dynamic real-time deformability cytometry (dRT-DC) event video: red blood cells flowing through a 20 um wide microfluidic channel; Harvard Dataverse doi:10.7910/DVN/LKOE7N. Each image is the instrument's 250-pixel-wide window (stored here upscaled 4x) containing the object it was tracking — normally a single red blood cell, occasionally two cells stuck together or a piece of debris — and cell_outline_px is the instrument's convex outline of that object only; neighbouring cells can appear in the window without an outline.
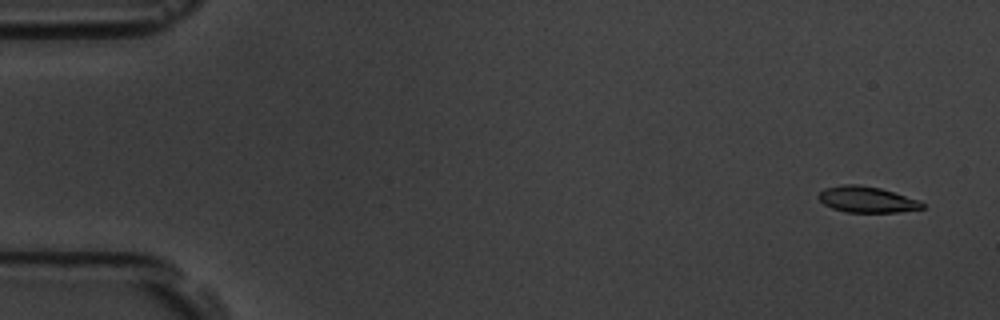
{"species": "common noctule bat (a hibernating species)", "species_latin": "Nyctalus noctula", "temperature_condition": "room temperature", "stored_images_in_passage": 5, "camera_frame_rate_fps": 3000, "um_per_image_px": 0.085, "animal": {"sex": "male", "body_mass_g": 19.5, "forearm_length_mm": 54.6}, "frame": {"image": 1, "passage_image": 1, "time_ms": 0.0, "image_size_px": [1000, 320], "cell_outline_px": [[924, 208], [900, 212], [844, 212], [832, 208], [824, 204], [816, 196], [824, 188], [844, 184], [856, 184], [880, 188], [920, 200], [924, 204]], "centroid_in_image_um": [73.67, 16.96], "position_along_channel_um": 11.3, "area_um2": 15.78}}
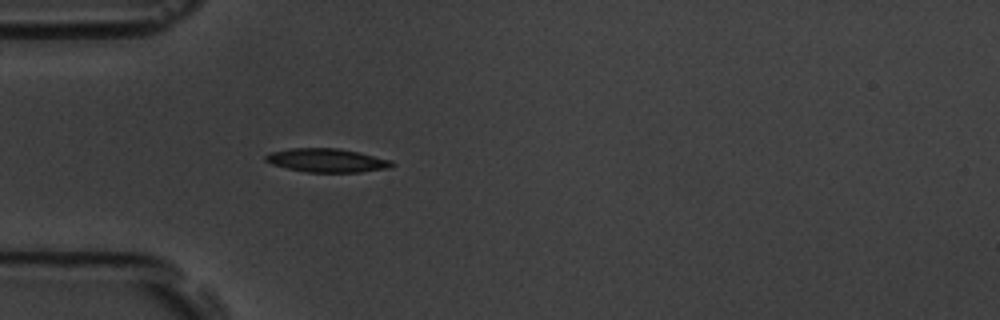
{"frame": {"image": 2, "passage_image": 5, "time_ms": 4.667, "image_size_px": [1000, 320], "cell_outline_px": [[396, 164], [392, 168], [360, 172], [308, 172], [288, 168], [272, 164], [264, 160], [264, 156], [272, 152], [288, 148], [336, 148], [360, 152], [392, 160]], "centroid_in_image_um": [27.84, 13.63], "position_along_channel_um": 57.2, "area_um2": 17.51}}